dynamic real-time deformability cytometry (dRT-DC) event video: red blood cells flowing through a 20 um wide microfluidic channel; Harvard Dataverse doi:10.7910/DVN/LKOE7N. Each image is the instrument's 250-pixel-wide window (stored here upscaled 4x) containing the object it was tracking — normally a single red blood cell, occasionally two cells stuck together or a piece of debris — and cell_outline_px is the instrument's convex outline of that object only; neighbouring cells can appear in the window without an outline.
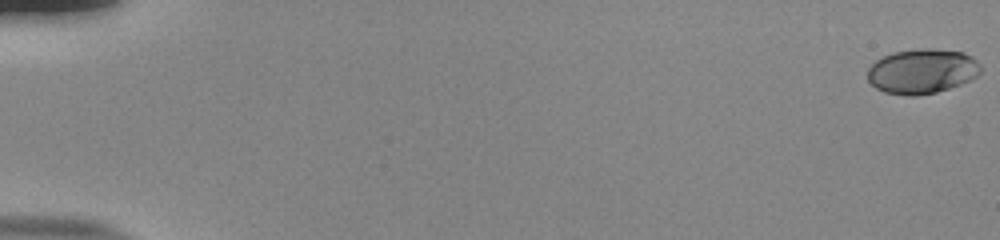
{"species": "human", "species_latin": "Homo sapiens", "temperature_condition": "room temperature", "stored_images_in_passage": 55, "camera_frame_rate_fps": 3000, "um_per_image_px": 0.085, "donor": {"sex": "male"}, "frame": {"image": 1, "passage_image": 1, "time_ms": 0.0, "image_size_px": [1000, 240], "cell_outline_px": [[980, 72], [976, 76], [960, 84], [936, 92], [916, 96], [908, 96], [884, 92], [876, 88], [868, 80], [868, 68], [876, 60], [892, 52], [924, 48], [932, 48], [964, 52], [972, 56], [980, 64]], "centroid_in_image_um": [78.37, 6.05], "position_along_channel_um": 6.6, "area_um2": 29.48}}
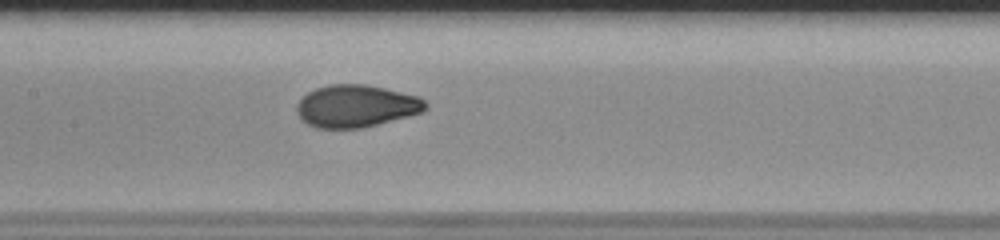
{"frame": {"image": 2, "passage_image": 29, "time_ms": 9.333, "image_size_px": [1000, 240], "cell_outline_px": [[428, 108], [424, 112], [364, 128], [316, 128], [300, 120], [296, 112], [296, 104], [308, 92], [316, 88], [328, 84], [364, 84], [384, 88], [420, 96], [428, 104]], "centroid_in_image_um": [30.28, 9.02], "position_along_channel_um": 177.1, "area_um2": 32.14}}
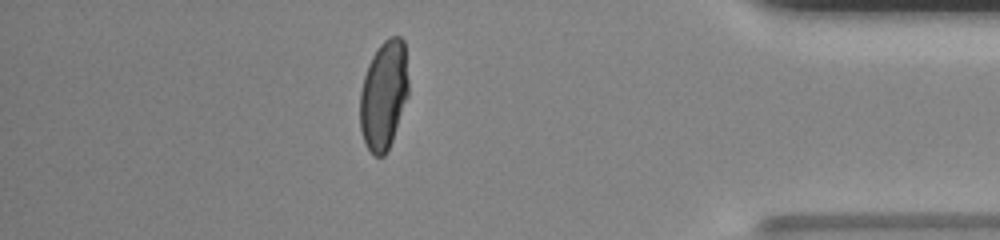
{"frame": {"image": 3, "passage_image": 49, "time_ms": 16.0, "image_size_px": [1000, 240], "cell_outline_px": [[408, 96], [392, 140], [384, 156], [376, 156], [368, 148], [364, 140], [360, 128], [360, 92], [364, 76], [368, 64], [372, 56], [380, 44], [388, 36], [400, 36], [404, 40], [408, 80]], "centroid_in_image_um": [32.62, 8.04], "position_along_channel_um": 402.6, "area_um2": 30.69}, "authors_computed_cell_mechanics": {"area_um2": 30.8652, "velocity_mm_per_s": 3.8538, "shape_relaxation_time_tau1_ms": 7.7306, "shape_relaxation_time_tau2_ms": null, "deformation_change_tau1": 0.262, "deformation_change_tau2": null}}